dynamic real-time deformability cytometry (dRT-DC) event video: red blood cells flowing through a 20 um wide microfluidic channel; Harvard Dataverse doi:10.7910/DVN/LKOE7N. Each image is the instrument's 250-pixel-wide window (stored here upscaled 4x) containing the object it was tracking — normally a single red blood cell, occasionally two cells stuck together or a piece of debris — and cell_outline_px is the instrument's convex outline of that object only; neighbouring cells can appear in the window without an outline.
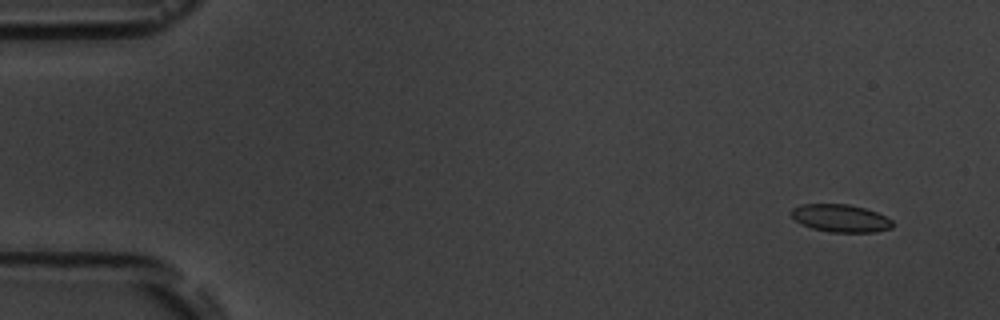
{"species": "common noctule bat (a hibernating species)", "species_latin": "Nyctalus noctula", "temperature_condition": "room temperature", "stored_images_in_passage": 5, "camera_frame_rate_fps": 3000, "um_per_image_px": 0.085, "animal": {"sex": "male", "body_mass_g": 19.5, "forearm_length_mm": 54.6}, "frame": {"image": 1, "passage_image": 1, "time_ms": 0.0, "image_size_px": [1000, 320], "cell_outline_px": [[892, 228], [876, 232], [828, 232], [812, 228], [800, 224], [788, 212], [792, 208], [800, 204], [848, 204], [864, 208], [876, 212], [892, 220]], "centroid_in_image_um": [71.4, 18.55], "position_along_channel_um": 13.6, "area_um2": 16.42}}